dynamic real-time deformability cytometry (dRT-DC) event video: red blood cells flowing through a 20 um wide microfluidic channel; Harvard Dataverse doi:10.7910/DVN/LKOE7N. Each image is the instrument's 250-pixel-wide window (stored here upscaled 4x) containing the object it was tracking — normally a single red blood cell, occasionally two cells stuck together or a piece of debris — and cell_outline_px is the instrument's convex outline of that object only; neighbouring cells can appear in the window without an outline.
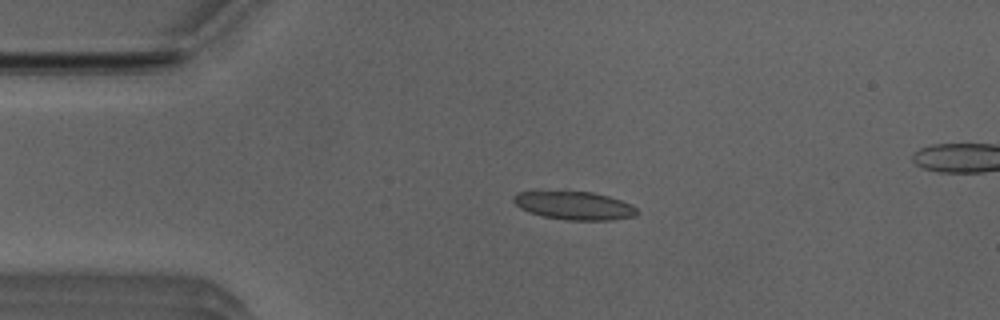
{"species": "Egyptian fruit bat (a non-hibernating species)", "species_latin": "Rousettus aegyptiacus", "temperature_condition": "room temperature", "stored_images_in_passage": 14, "camera_frame_rate_fps": 3000, "um_per_image_px": 0.085, "animal": {"sex": "male"}, "frame": {"image": 1, "passage_image": 1, "time_ms": 0.0, "image_size_px": [1000, 320], "cell_outline_px": [[640, 212], [632, 216], [608, 220], [564, 220], [544, 216], [528, 212], [520, 208], [512, 200], [512, 196], [516, 192], [592, 192], [608, 196], [632, 204]], "centroid_in_image_um": [48.8, 17.48], "position_along_channel_um": 36.2, "area_um2": 20.11}}
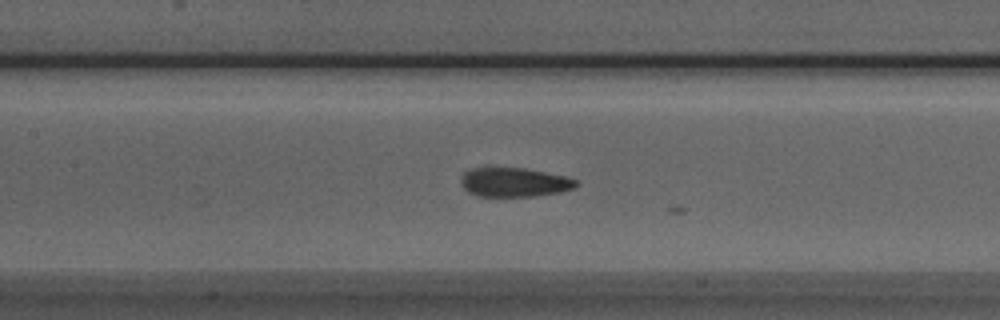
{"frame": {"image": 2, "passage_image": 13, "time_ms": 4.0, "image_size_px": [1000, 320], "cell_outline_px": [[580, 184], [576, 188], [560, 192], [536, 196], [476, 196], [468, 192], [460, 184], [460, 176], [464, 172], [472, 168], [484, 164], [488, 164], [524, 168], [568, 176], [580, 180]], "centroid_in_image_um": [43.69, 15.44], "position_along_channel_um": 163.7, "area_um2": 20.75}}